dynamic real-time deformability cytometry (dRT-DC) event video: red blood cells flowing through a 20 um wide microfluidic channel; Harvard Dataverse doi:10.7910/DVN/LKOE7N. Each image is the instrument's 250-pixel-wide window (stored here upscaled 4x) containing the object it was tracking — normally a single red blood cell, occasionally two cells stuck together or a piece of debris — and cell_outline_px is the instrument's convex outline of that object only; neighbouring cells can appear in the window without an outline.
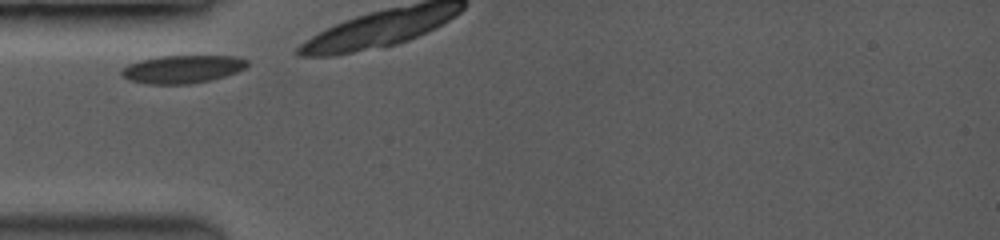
{"species": "common noctule bat (a hibernating species)", "species_latin": "Nyctalus noctula", "temperature_condition": "room temperature", "stored_images_in_passage": 3, "camera_frame_rate_fps": 3500, "um_per_image_px": 0.085, "animal": {"sex": "female", "body_mass_g": 19.0, "forearm_length_mm": 53.3}, "frame": {"image": 1, "passage_image": 1, "time_ms": 0.0, "image_size_px": [1000, 240], "cell_outline_px": [[248, 64], [244, 68], [236, 72], [224, 76], [208, 80], [188, 84], [144, 84], [128, 80], [120, 76], [120, 72], [128, 64], [140, 60], [160, 56], [236, 56], [248, 60]], "centroid_in_image_um": [15.46, 5.88], "position_along_channel_um": 69.5, "area_um2": 20.46}}